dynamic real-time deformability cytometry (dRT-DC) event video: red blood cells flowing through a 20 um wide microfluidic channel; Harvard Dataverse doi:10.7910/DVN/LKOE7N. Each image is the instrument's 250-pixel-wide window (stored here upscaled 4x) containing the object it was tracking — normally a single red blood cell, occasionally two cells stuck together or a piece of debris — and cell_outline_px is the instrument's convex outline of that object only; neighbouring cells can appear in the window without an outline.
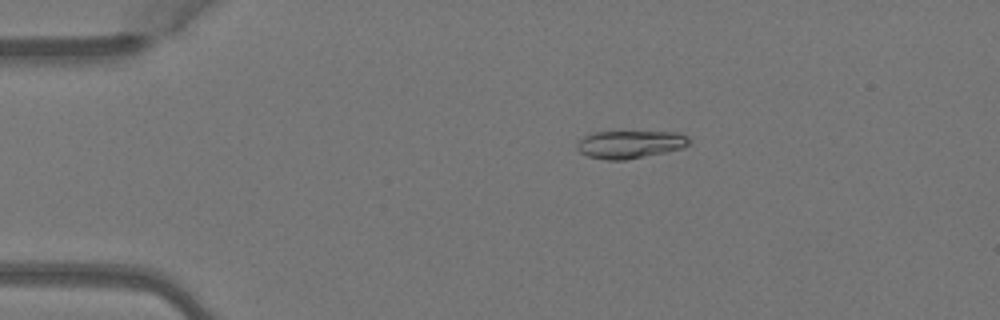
{"species": "Egyptian fruit bat (a non-hibernating species)", "species_latin": "Rousettus aegyptiacus", "temperature_condition": "warm", "stored_images_in_passage": 3, "camera_frame_rate_fps": 3000, "um_per_image_px": 0.085, "animal": {"sex": "female"}, "frame": {"image": 1, "passage_image": 1, "time_ms": 0.0, "image_size_px": [1000, 320], "cell_outline_px": [[688, 144], [684, 148], [668, 152], [624, 160], [604, 160], [588, 156], [580, 152], [576, 148], [576, 144], [584, 136], [596, 132], [680, 132], [688, 136]], "centroid_in_image_um": [53.56, 12.28], "position_along_channel_um": 31.4, "area_um2": 18.21}}
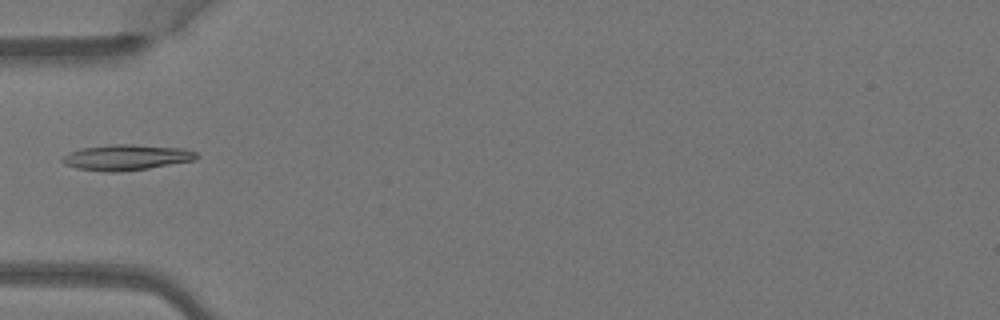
{"frame": {"image": 2, "passage_image": 3, "time_ms": 0.667, "image_size_px": [1000, 320], "cell_outline_px": [[200, 156], [196, 160], [148, 168], [120, 172], [104, 172], [76, 168], [64, 164], [60, 160], [60, 156], [68, 152], [80, 148], [112, 144], [132, 144], [184, 148], [196, 152]], "centroid_in_image_um": [10.71, 13.37], "position_along_channel_um": 74.3, "area_um2": 20.4}}